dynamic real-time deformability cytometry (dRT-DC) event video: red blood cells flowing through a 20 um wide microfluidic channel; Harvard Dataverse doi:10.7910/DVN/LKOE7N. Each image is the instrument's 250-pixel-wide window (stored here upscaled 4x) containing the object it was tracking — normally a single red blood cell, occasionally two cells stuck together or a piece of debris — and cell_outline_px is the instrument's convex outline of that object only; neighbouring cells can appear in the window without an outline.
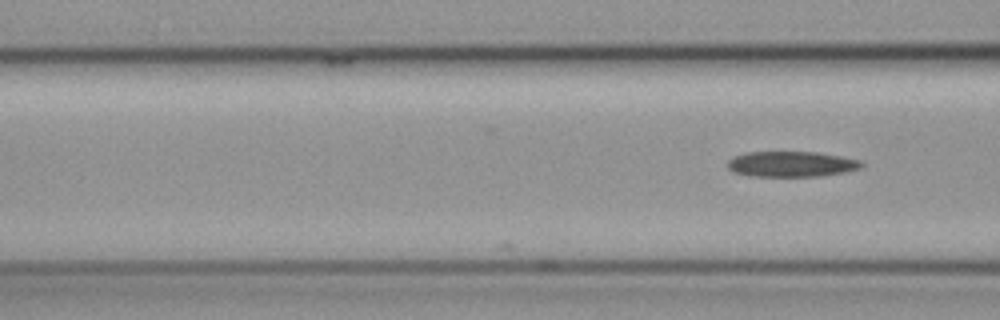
{"species": "common noctule bat (a hibernating species)", "species_latin": "Nyctalus noctula", "temperature_condition": "cold", "stored_images_in_passage": 8, "camera_frame_rate_fps": 3000, "um_per_image_px": 0.085, "animal": {"sex": "female", "body_mass_g": 19.3, "forearm_length_mm": 54.1}, "frame": {"image": 1, "passage_image": 8, "time_ms": 2.333, "image_size_px": [1000, 320], "cell_outline_px": [[864, 168], [844, 172], [820, 176], [752, 176], [736, 172], [728, 168], [728, 160], [736, 156], [748, 152], [816, 152], [840, 156], [860, 160], [864, 164]], "centroid_in_image_um": [67.33, 13.95], "position_along_channel_um": 99.3, "area_um2": 19.77}}